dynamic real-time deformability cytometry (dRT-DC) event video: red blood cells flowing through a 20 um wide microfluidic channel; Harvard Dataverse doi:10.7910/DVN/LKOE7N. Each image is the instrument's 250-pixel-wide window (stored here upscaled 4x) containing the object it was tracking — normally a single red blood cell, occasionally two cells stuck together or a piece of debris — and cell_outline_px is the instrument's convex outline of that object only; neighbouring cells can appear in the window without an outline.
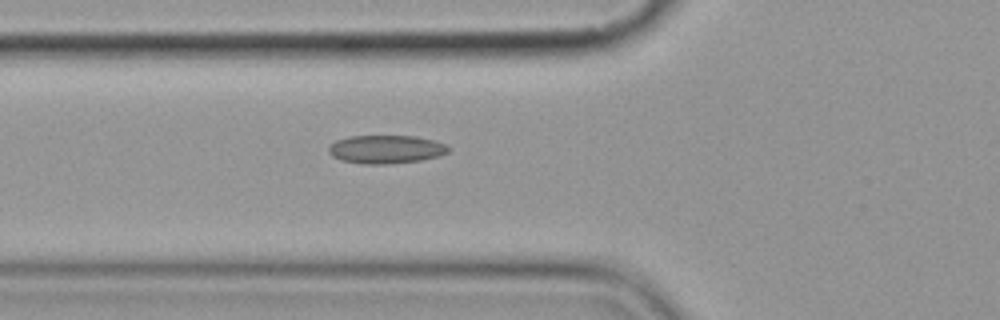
{"species": "common noctule bat (a hibernating species)", "species_latin": "Nyctalus noctula", "temperature_condition": "cold", "stored_images_in_passage": 6, "camera_frame_rate_fps": 3000, "um_per_image_px": 0.085, "animal": {"sex": "female", "body_mass_g": 19.9}, "frame": {"image": 1, "passage_image": 6, "time_ms": 6.0, "image_size_px": [1000, 320], "cell_outline_px": [[452, 148], [448, 152], [440, 156], [420, 160], [384, 164], [364, 164], [344, 160], [332, 156], [328, 152], [328, 148], [336, 140], [348, 136], [416, 136], [448, 144]], "centroid_in_image_um": [32.85, 12.68], "position_along_channel_um": 93.0, "area_um2": 19.77}}